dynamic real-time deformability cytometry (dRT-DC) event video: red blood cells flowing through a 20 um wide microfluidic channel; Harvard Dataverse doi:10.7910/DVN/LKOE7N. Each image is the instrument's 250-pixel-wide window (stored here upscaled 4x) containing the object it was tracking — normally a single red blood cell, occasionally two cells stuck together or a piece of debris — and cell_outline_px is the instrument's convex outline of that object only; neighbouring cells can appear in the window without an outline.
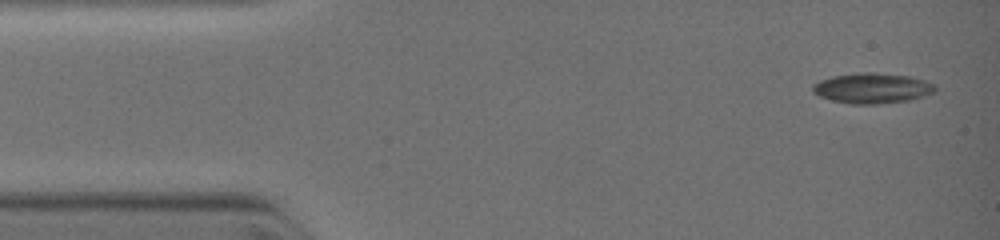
{"species": "common noctule bat (a hibernating species)", "species_latin": "Nyctalus noctula", "temperature_condition": "warm", "stored_images_in_passage": 4, "camera_frame_rate_fps": 3000, "um_per_image_px": 0.085, "animal": {"sex": "female", "body_mass_g": 19.0, "forearm_length_mm": 51.5}, "frame": {"image": 1, "passage_image": 1, "time_ms": 0.0, "image_size_px": [1000, 240], "cell_outline_px": [[936, 92], [924, 96], [908, 100], [876, 104], [852, 104], [832, 100], [820, 96], [812, 92], [812, 84], [820, 80], [832, 76], [856, 72], [876, 72], [908, 76], [924, 80], [932, 84], [936, 88]], "centroid_in_image_um": [74.11, 7.49], "position_along_channel_um": 10.9, "area_um2": 21.68}}
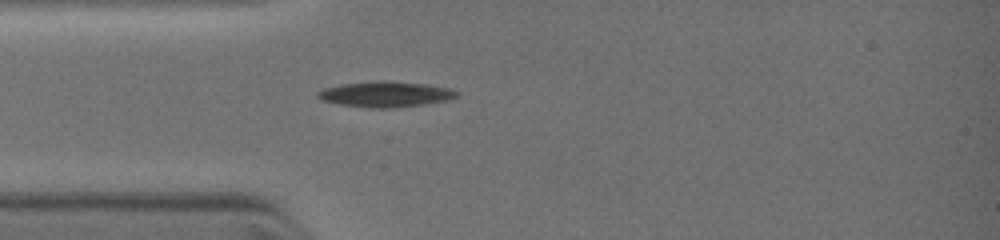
{"frame": {"image": 2, "passage_image": 4, "time_ms": 2.667, "image_size_px": [1000, 240], "cell_outline_px": [[460, 96], [444, 100], [420, 104], [388, 108], [380, 108], [340, 104], [324, 100], [316, 96], [316, 92], [324, 88], [340, 84], [376, 80], [388, 80], [424, 84], [448, 88], [460, 92]], "centroid_in_image_um": [32.74, 7.98], "position_along_channel_um": 52.3, "area_um2": 20.4}}